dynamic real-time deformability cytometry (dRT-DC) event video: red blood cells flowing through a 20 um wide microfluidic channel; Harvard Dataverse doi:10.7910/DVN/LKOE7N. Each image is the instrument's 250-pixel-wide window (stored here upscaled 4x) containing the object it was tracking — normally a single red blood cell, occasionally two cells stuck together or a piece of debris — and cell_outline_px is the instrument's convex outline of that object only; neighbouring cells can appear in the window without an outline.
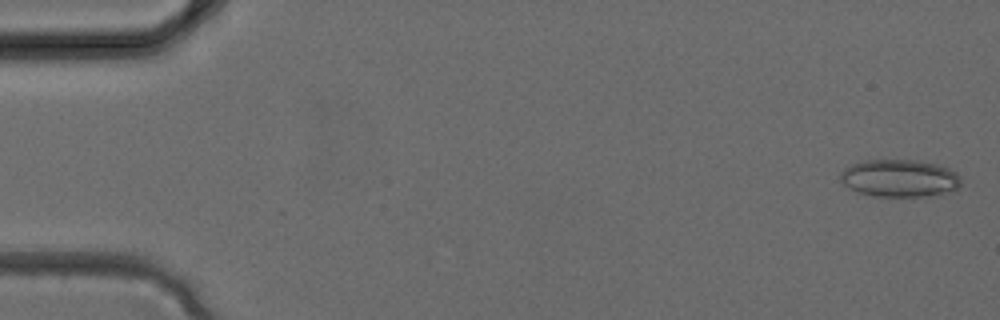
{"species": "common noctule bat (a hibernating species)", "species_latin": "Nyctalus noctula", "temperature_condition": "cold", "stored_images_in_passage": 3, "camera_frame_rate_fps": 3000, "um_per_image_px": 0.085, "animal": {"sex": "female", "body_mass_g": 24.6, "forearm_length_mm": 56.2}, "frame": {"image": 1, "passage_image": 1, "time_ms": 0.0, "image_size_px": [1000, 320], "cell_outline_px": [[960, 184], [956, 188], [932, 196], [872, 196], [860, 192], [844, 184], [840, 180], [840, 172], [844, 168], [852, 164], [864, 160], [916, 160], [936, 164], [948, 168], [956, 172], [960, 176]], "centroid_in_image_um": [76.45, 15.14], "position_along_channel_um": 8.6, "area_um2": 26.13}}